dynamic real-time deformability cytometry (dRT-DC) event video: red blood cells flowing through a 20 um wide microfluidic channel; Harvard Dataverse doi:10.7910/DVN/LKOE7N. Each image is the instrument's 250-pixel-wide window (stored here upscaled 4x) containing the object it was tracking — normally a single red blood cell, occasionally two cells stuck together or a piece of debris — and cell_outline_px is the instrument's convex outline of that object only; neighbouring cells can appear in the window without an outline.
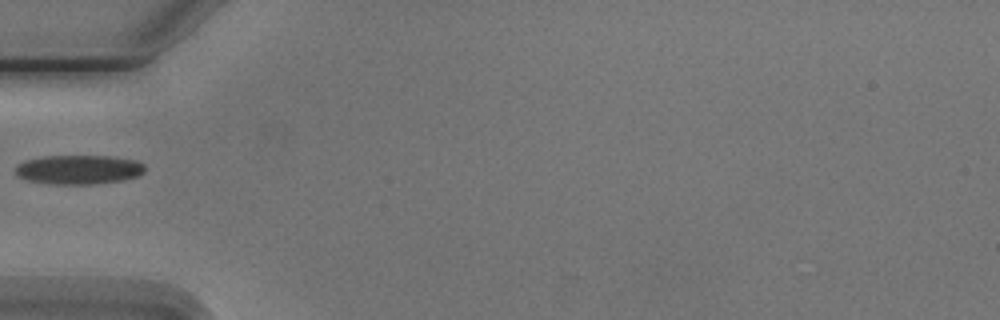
{"species": "Egyptian fruit bat (a non-hibernating species)", "species_latin": "Rousettus aegyptiacus", "temperature_condition": "cold", "stored_images_in_passage": 2, "camera_frame_rate_fps": 3000, "um_per_image_px": 0.085, "animal": {"sex": "male"}, "frame": {"image": 1, "passage_image": 1, "time_ms": 0.0, "image_size_px": [1000, 320], "cell_outline_px": [[144, 172], [140, 176], [124, 180], [92, 184], [56, 184], [28, 180], [20, 176], [16, 172], [16, 168], [24, 160], [44, 156], [112, 156], [136, 160], [144, 164]], "centroid_in_image_um": [6.76, 14.41], "position_along_channel_um": 78.2, "area_um2": 21.96}}
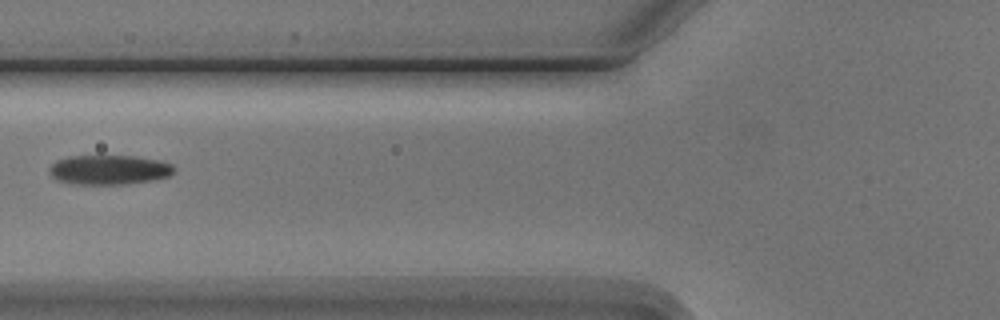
{"frame": {"image": 2, "passage_image": 2, "time_ms": 1.0, "image_size_px": [1000, 320], "cell_outline_px": [[176, 168], [168, 176], [152, 180], [124, 184], [72, 184], [56, 180], [52, 176], [48, 168], [56, 160], [68, 156], [136, 156], [156, 160], [172, 164]], "centroid_in_image_um": [9.23, 14.43], "position_along_channel_um": 116.6, "area_um2": 21.44}}